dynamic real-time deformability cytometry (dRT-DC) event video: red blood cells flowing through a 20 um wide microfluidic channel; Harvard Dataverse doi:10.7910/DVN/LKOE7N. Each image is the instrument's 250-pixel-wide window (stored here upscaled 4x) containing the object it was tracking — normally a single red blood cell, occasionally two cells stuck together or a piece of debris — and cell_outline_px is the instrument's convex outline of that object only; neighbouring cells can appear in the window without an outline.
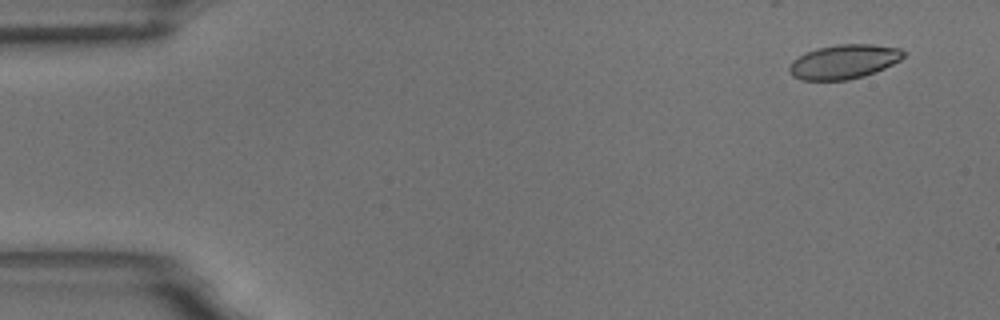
{"species": "common noctule bat (a hibernating species)", "species_latin": "Nyctalus noctula", "temperature_condition": "room temperature", "stored_images_in_passage": 10, "segment_of_instrument_passage": [2, 2], "camera_frame_rate_fps": 3000, "um_per_image_px": 0.085, "animal": {"sex": "male", "body_mass_g": 18.8}, "frame": {"image": 1, "passage_image": 10, "time_ms": 3.0, "image_size_px": [1000, 320], "cell_outline_px": [[904, 56], [900, 60], [884, 68], [864, 76], [848, 80], [800, 80], [792, 76], [788, 68], [792, 60], [816, 48], [836, 44], [872, 44], [900, 48], [904, 52]], "centroid_in_image_um": [71.72, 5.24], "position_along_channel_um": 13.3, "area_um2": 22.77}}